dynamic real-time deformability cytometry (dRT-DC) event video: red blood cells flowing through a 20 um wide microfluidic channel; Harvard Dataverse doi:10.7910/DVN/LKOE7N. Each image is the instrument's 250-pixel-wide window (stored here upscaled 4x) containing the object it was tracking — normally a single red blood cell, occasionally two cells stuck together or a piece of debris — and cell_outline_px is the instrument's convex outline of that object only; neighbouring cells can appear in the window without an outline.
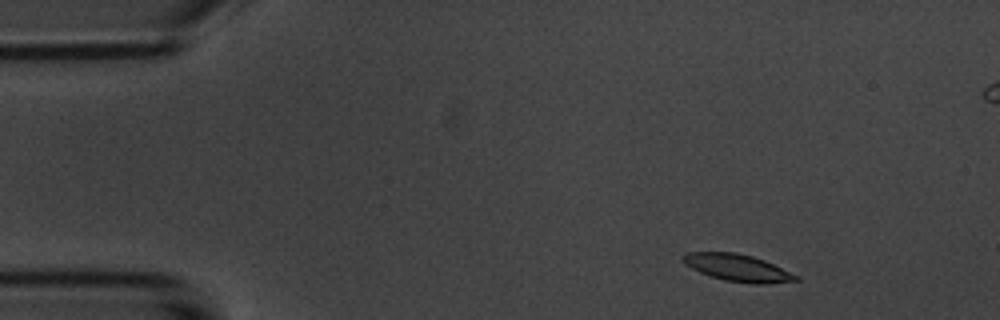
{"species": "common noctule bat (a hibernating species)", "species_latin": "Nyctalus noctula", "temperature_condition": "room temperature", "stored_images_in_passage": 5, "camera_frame_rate_fps": 3000, "um_per_image_px": 0.085, "animal": {"sex": "male", "body_mass_g": 20.1, "forearm_length_mm": 53.5}, "frame": {"image": 1, "passage_image": 1, "time_ms": 0.0, "image_size_px": [1000, 320], "cell_outline_px": [[800, 280], [764, 284], [752, 284], [724, 280], [700, 272], [684, 264], [680, 260], [680, 256], [684, 252], [736, 252], [752, 256], [764, 260], [800, 276]], "centroid_in_image_um": [62.67, 22.75], "position_along_channel_um": 22.3, "area_um2": 17.98}}
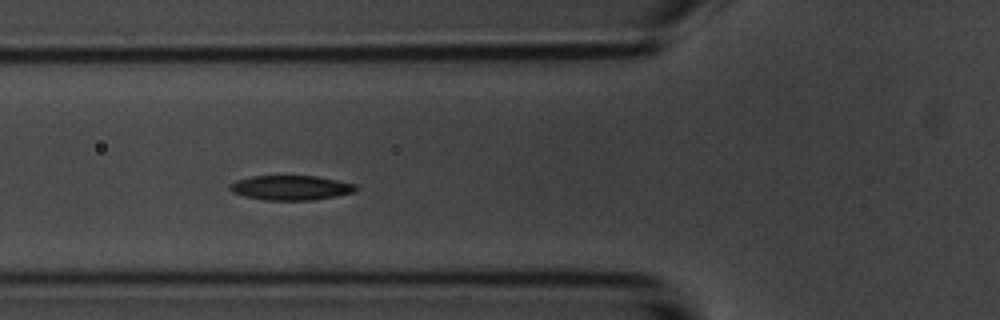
{"frame": {"image": 2, "passage_image": 5, "time_ms": 4.333, "image_size_px": [1000, 320], "cell_outline_px": [[356, 188], [352, 192], [336, 196], [312, 200], [264, 200], [244, 196], [232, 192], [228, 188], [228, 184], [236, 180], [252, 176], [316, 176], [356, 184]], "centroid_in_image_um": [24.66, 15.96], "position_along_channel_um": 101.1, "area_um2": 18.03}}